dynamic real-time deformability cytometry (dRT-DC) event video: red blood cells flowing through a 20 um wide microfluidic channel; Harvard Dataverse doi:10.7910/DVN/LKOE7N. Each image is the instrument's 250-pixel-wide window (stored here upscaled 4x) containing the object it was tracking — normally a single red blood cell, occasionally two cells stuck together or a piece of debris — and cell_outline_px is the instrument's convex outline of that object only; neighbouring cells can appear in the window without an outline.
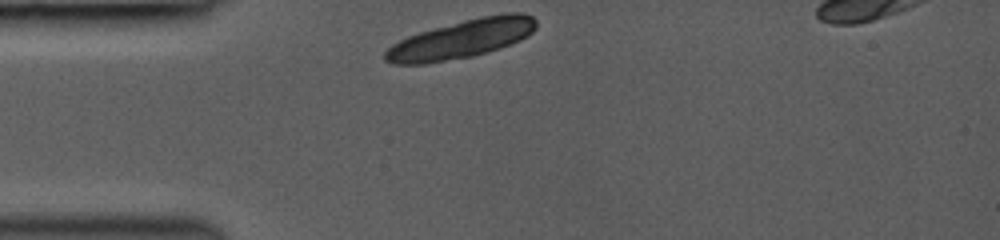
{"species": "common noctule bat (a hibernating species)", "species_latin": "Nyctalus noctula", "temperature_condition": "room temperature", "stored_images_in_passage": 3, "camera_frame_rate_fps": 3000, "um_per_image_px": 0.085, "animal": {"sex": "female", "body_mass_g": 19.0, "forearm_length_mm": 53.3}, "frame": {"image": 1, "passage_image": 1, "time_ms": 0.0, "image_size_px": [1000, 240], "cell_outline_px": [[536, 28], [528, 36], [520, 40], [500, 48], [472, 56], [424, 64], [392, 64], [384, 60], [384, 52], [392, 44], [408, 36], [420, 32], [464, 20], [484, 16], [508, 12], [524, 12], [532, 16], [536, 20]], "centroid_in_image_um": [39.24, 3.32], "position_along_channel_um": 45.8, "area_um2": 33.76}}